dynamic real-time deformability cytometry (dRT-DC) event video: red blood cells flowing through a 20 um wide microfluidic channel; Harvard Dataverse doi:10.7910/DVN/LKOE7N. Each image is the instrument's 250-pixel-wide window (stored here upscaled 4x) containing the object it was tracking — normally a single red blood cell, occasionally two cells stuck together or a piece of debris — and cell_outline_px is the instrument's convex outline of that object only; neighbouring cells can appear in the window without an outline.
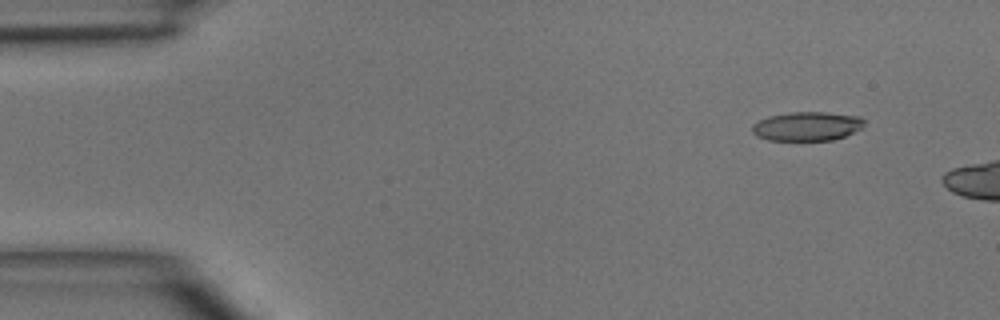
{"species": "common noctule bat (a hibernating species)", "species_latin": "Nyctalus noctula", "temperature_condition": "room temperature", "stored_images_in_passage": 4, "camera_frame_rate_fps": 3000, "um_per_image_px": 0.085, "animal": {"sex": "male", "body_mass_g": 15.6}, "frame": {"image": 1, "passage_image": 2, "time_ms": 1.0, "image_size_px": [1000, 320], "cell_outline_px": [[864, 124], [860, 128], [844, 136], [832, 140], [768, 140], [756, 136], [752, 132], [752, 124], [768, 116], [788, 112], [828, 112], [860, 116], [864, 120]], "centroid_in_image_um": [68.57, 10.72], "position_along_channel_um": 16.4, "area_um2": 18.96}}